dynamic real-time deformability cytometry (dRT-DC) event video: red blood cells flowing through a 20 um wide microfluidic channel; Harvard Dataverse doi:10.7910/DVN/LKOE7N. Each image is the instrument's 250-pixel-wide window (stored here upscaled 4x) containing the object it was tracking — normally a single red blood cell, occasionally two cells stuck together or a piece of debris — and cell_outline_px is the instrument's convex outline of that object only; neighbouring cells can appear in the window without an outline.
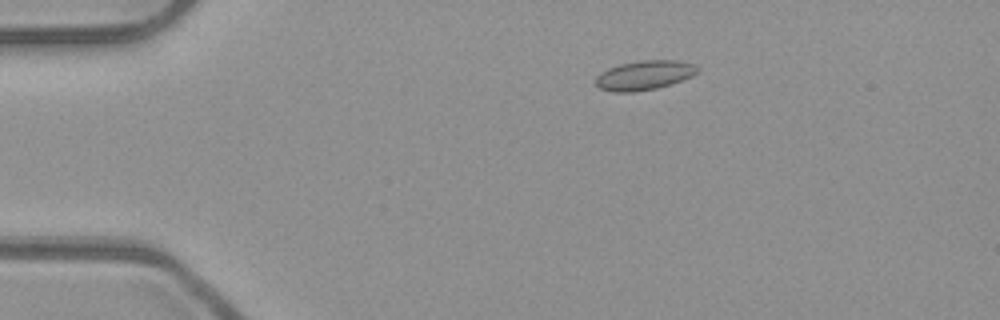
{"species": "common noctule bat (a hibernating species)", "species_latin": "Nyctalus noctula", "temperature_condition": "room temperature", "stored_images_in_passage": 54, "camera_frame_rate_fps": 3000, "um_per_image_px": 0.085, "animal": {"sex": "male", "body_mass_g": 23.1, "forearm_length_mm": 52.7}, "frame": {"image": 1, "passage_image": 11, "time_ms": 3.333, "image_size_px": [1000, 320], "cell_outline_px": [[700, 72], [692, 76], [672, 84], [656, 88], [632, 92], [612, 92], [600, 88], [596, 84], [596, 76], [600, 72], [608, 68], [620, 64], [640, 60], [680, 60], [692, 64], [700, 68]], "centroid_in_image_um": [54.79, 6.39], "position_along_channel_um": 30.2, "area_um2": 17.57}}
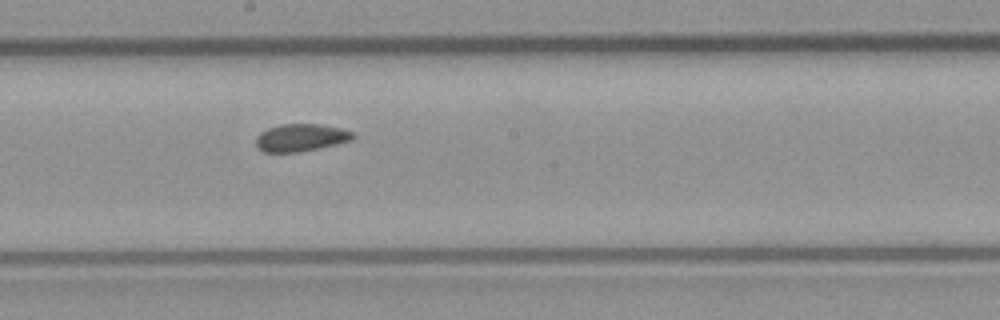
{"frame": {"image": 2, "passage_image": 30, "time_ms": 9.667, "image_size_px": [1000, 320], "cell_outline_px": [[356, 136], [352, 140], [336, 144], [296, 152], [264, 152], [256, 144], [256, 136], [260, 132], [268, 128], [280, 124], [320, 124], [340, 128], [352, 132]], "centroid_in_image_um": [25.56, 11.68], "position_along_channel_um": 222.6, "area_um2": 15.37}}
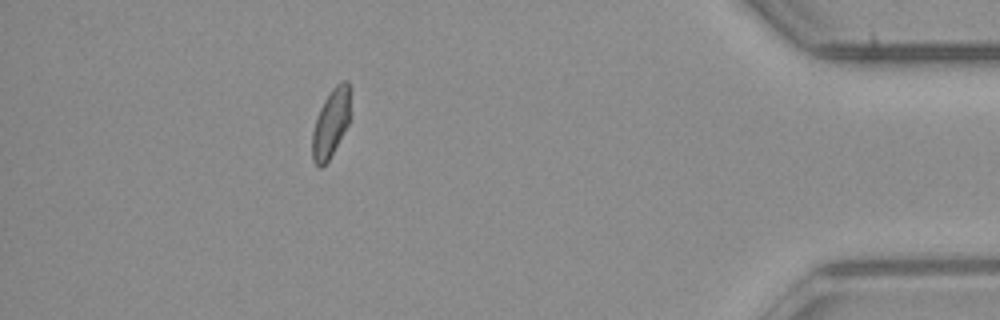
{"frame": {"image": 3, "passage_image": 48, "time_ms": 15.667, "image_size_px": [1000, 320], "cell_outline_px": [[352, 88], [348, 124], [328, 160], [320, 168], [312, 160], [312, 132], [320, 108], [324, 100], [332, 88], [340, 80], [348, 80]], "centroid_in_image_um": [28.15, 10.38], "position_along_channel_um": 407.0, "area_um2": 15.26}, "authors_computed_cell_mechanics": {"area_um2": 15.895, "velocity_mm_per_s": 3.9406, "shape_relaxation_time_tau1_ms": null, "shape_relaxation_time_tau2_ms": 2.371, "deformation_change_tau1": null, "deformation_change_tau2": 0.0685}}